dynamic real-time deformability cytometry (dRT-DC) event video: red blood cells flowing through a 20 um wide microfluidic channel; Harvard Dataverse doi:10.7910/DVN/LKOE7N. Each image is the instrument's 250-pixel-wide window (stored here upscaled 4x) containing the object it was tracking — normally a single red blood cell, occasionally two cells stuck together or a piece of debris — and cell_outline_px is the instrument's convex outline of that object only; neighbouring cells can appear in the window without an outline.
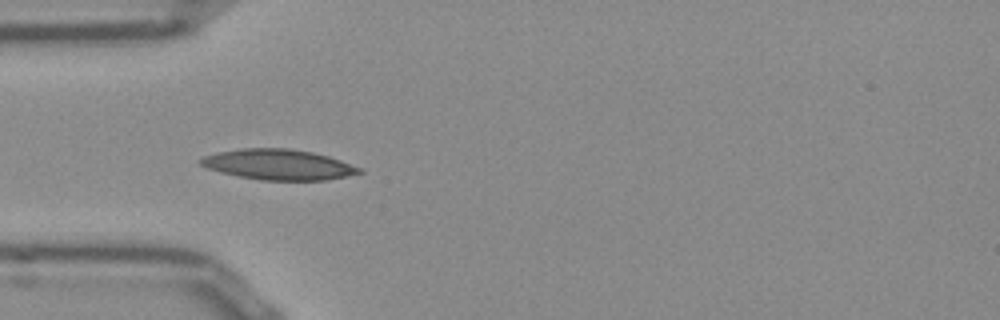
{"species": "Egyptian fruit bat (a non-hibernating species)", "species_latin": "Rousettus aegyptiacus", "temperature_condition": "room temperature", "stored_images_in_passage": 38, "camera_frame_rate_fps": 3000, "um_per_image_px": 0.085, "frame": {"image": 1, "passage_image": 1, "time_ms": 0.0, "image_size_px": [1000, 320], "cell_outline_px": [[364, 172], [348, 176], [324, 180], [260, 180], [220, 172], [208, 168], [200, 164], [200, 160], [204, 156], [220, 152], [244, 148], [288, 148], [312, 152], [328, 156], [364, 168]], "centroid_in_image_um": [23.73, 13.99], "position_along_channel_um": 61.3, "area_um2": 28.03}}
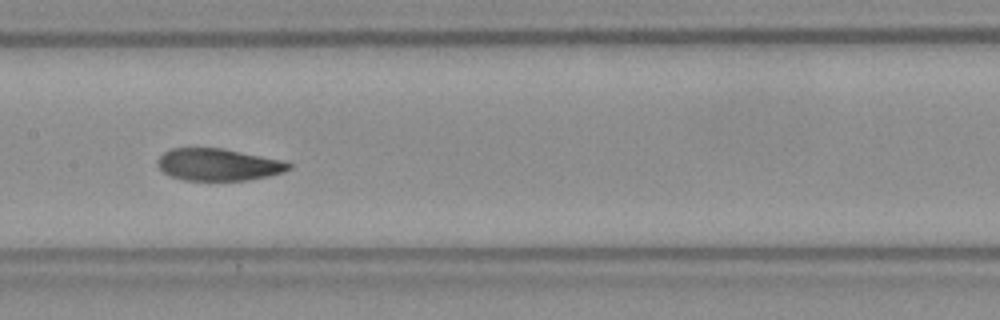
{"frame": {"image": 2, "passage_image": 11, "time_ms": 3.333, "image_size_px": [1000, 320], "cell_outline_px": [[292, 168], [284, 172], [268, 176], [248, 180], [184, 180], [172, 176], [164, 172], [160, 168], [160, 156], [164, 152], [172, 148], [224, 148], [280, 160], [292, 164]], "centroid_in_image_um": [18.6, 13.99], "position_along_channel_um": 188.8, "area_um2": 24.22}}
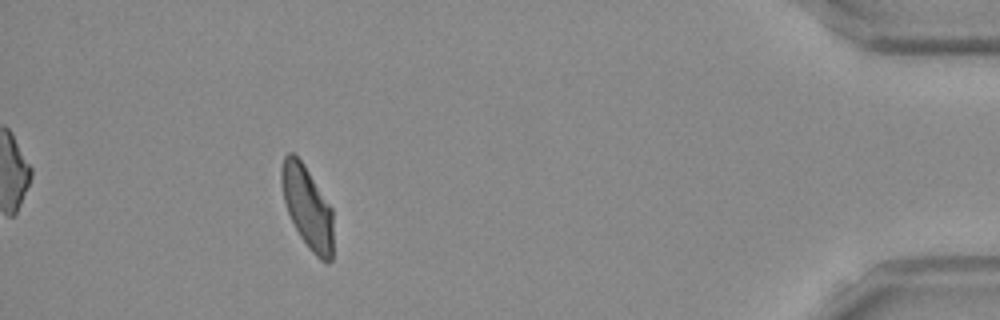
{"frame": {"image": 3, "passage_image": 33, "time_ms": 10.667, "image_size_px": [1000, 320], "cell_outline_px": [[332, 260], [328, 264], [320, 260], [308, 248], [300, 236], [288, 212], [284, 200], [280, 184], [280, 168], [284, 156], [288, 152], [292, 152], [304, 164], [332, 208]], "centroid_in_image_um": [26.11, 17.6], "position_along_channel_um": 409.1, "area_um2": 24.8}, "authors_computed_cell_mechanics": {"area_um2": 25.2008, "velocity_mm_per_s": 3.8349, "shape_relaxation_time_tau1_ms": 9.705, "shape_relaxation_time_tau2_ms": 1.7958, "deformation_change_tau1": 0.2222, "deformation_change_tau2": 0.0805}}